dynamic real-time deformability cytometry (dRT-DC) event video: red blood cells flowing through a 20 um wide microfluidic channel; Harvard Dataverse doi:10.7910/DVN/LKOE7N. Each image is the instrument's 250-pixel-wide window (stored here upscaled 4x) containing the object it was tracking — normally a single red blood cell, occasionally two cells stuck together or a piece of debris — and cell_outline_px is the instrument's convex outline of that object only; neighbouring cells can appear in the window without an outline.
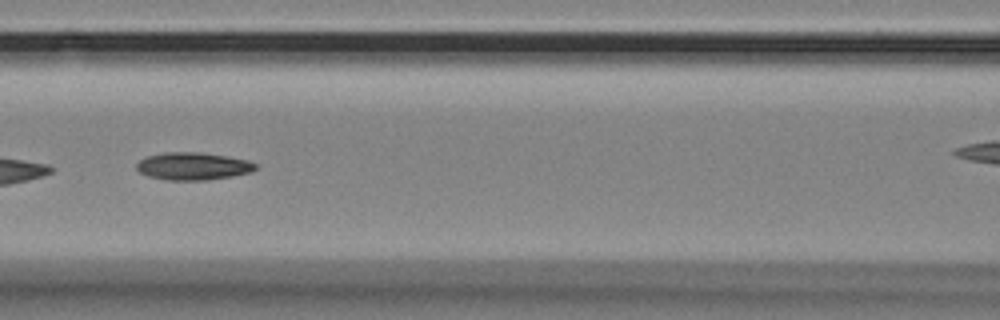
{"species": "Egyptian fruit bat (a non-hibernating species)", "species_latin": "Rousettus aegyptiacus", "temperature_condition": "room temperature", "stored_images_in_passage": 16, "camera_frame_rate_fps": 3000, "um_per_image_px": 0.085, "animal": {"sex": "female"}, "frame": {"image": 1, "passage_image": 7, "time_ms": 7.667, "image_size_px": [1000, 320], "cell_outline_px": [[256, 168], [252, 172], [232, 176], [208, 180], [168, 180], [148, 176], [140, 172], [136, 168], [136, 164], [144, 156], [164, 152], [200, 152], [228, 156], [248, 160], [256, 164]], "centroid_in_image_um": [16.39, 14.12], "position_along_channel_um": 150.2, "area_um2": 19.25}}
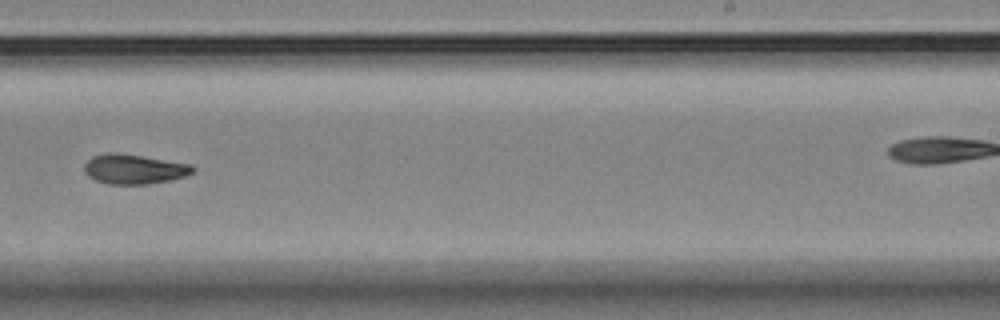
{"frame": {"image": 2, "passage_image": 10, "time_ms": 11.333, "image_size_px": [1000, 320], "cell_outline_px": [[196, 172], [172, 180], [148, 184], [108, 184], [96, 180], [88, 176], [84, 168], [84, 164], [92, 156], [104, 152], [112, 152], [140, 156], [192, 164], [196, 168]], "centroid_in_image_um": [11.42, 14.37], "position_along_channel_um": 277.6, "area_um2": 18.84}}
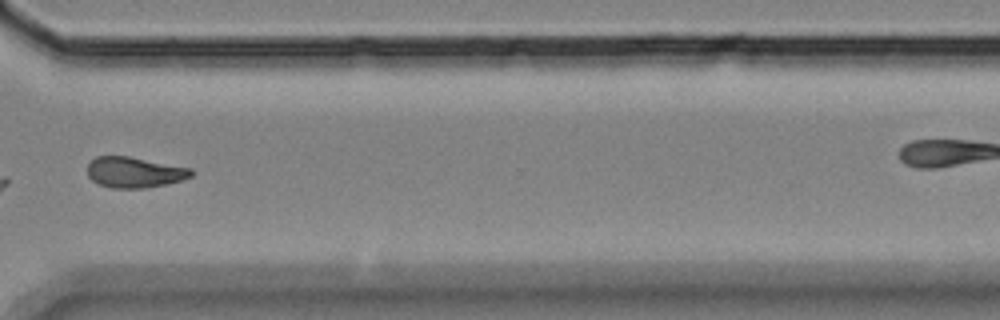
{"frame": {"image": 3, "passage_image": 12, "time_ms": 13.667, "image_size_px": [1000, 320], "cell_outline_px": [[192, 176], [180, 180], [148, 188], [112, 188], [100, 184], [92, 180], [88, 176], [88, 164], [96, 156], [128, 156], [192, 168]], "centroid_in_image_um": [11.42, 14.64], "position_along_channel_um": 359.2, "area_um2": 18.44}, "authors_computed_cell_mechanics": {"area_um2": 18.6694, "velocity_mm_per_s": 3.4972, "shape_relaxation_time_tau1_ms": 6.4392, "shape_relaxation_time_tau2_ms": 4.5516, "deformation_change_tau1": 0.1473, "deformation_change_tau2": 0.0955}}